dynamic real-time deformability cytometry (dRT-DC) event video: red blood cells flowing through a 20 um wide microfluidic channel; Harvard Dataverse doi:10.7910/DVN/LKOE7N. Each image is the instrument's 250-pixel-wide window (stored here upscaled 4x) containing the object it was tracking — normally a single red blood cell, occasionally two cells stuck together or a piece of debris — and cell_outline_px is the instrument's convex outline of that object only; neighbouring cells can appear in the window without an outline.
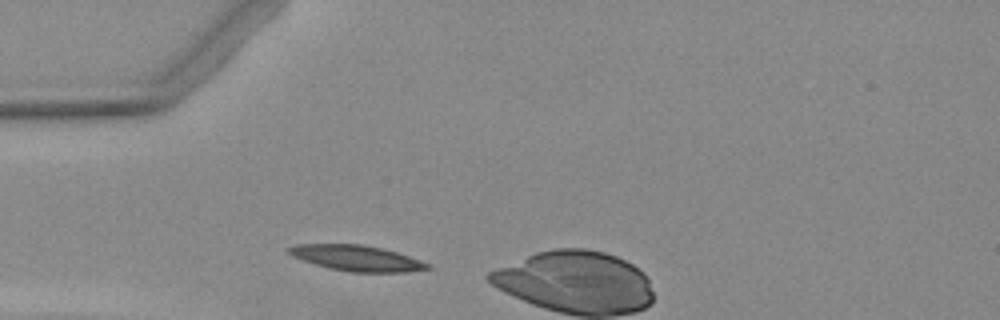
{"species": "Egyptian fruit bat (a non-hibernating species)", "species_latin": "Rousettus aegyptiacus", "temperature_condition": "warm", "stored_images_in_passage": 2, "camera_frame_rate_fps": 3000, "um_per_image_px": 0.085, "animal": {"sex": "female"}, "frame": {"image": 1, "passage_image": 1, "time_ms": 0.0, "image_size_px": [1000, 320], "cell_outline_px": [[432, 268], [408, 272], [352, 272], [328, 268], [292, 256], [284, 248], [296, 244], [360, 244], [384, 248], [420, 260], [428, 264]], "centroid_in_image_um": [30.3, 21.93], "position_along_channel_um": 54.7, "area_um2": 20.69}}